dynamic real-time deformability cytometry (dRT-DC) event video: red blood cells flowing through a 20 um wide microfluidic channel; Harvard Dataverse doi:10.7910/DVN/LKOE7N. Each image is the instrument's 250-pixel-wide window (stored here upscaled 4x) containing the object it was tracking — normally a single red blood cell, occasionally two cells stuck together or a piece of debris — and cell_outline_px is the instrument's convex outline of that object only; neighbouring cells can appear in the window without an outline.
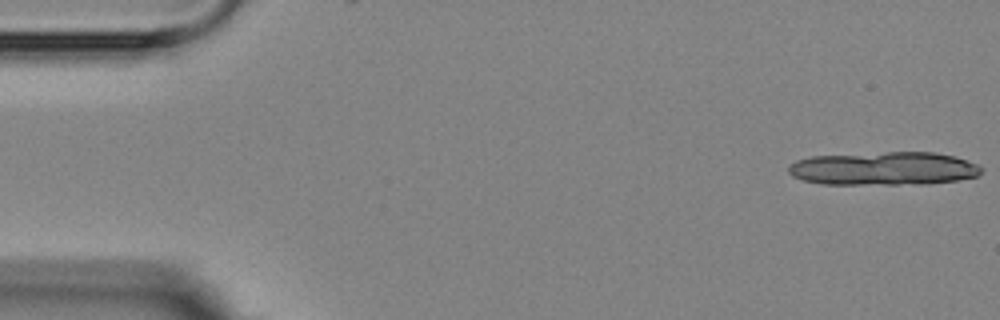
{"species": "Egyptian fruit bat (a non-hibernating species)", "species_latin": "Rousettus aegyptiacus", "temperature_condition": "room temperature", "stored_images_in_passage": 5, "camera_frame_rate_fps": 3000, "um_per_image_px": 0.085, "animal": {"sex": "female"}, "frame": {"image": 1, "passage_image": 1, "time_ms": 0.0, "image_size_px": [1000, 320], "cell_outline_px": [[984, 168], [976, 176], [960, 180], [928, 184], [824, 184], [804, 180], [792, 176], [788, 172], [788, 168], [796, 160], [812, 156], [888, 152], [932, 152], [952, 156], [976, 164]], "centroid_in_image_um": [75.12, 14.33], "position_along_channel_um": 9.9, "area_um2": 37.4}}
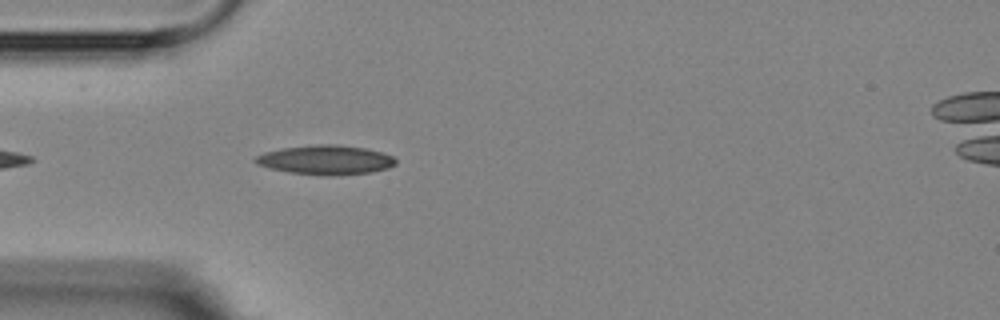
{"frame": {"image": 2, "passage_image": 5, "time_ms": 5.0, "image_size_px": [1000, 320], "cell_outline_px": [[396, 164], [388, 168], [372, 172], [288, 172], [256, 164], [252, 160], [256, 156], [264, 152], [284, 148], [320, 144], [336, 144], [364, 148], [380, 152], [392, 156], [396, 160]], "centroid_in_image_um": [27.66, 13.53], "position_along_channel_um": 57.3, "area_um2": 22.6}}